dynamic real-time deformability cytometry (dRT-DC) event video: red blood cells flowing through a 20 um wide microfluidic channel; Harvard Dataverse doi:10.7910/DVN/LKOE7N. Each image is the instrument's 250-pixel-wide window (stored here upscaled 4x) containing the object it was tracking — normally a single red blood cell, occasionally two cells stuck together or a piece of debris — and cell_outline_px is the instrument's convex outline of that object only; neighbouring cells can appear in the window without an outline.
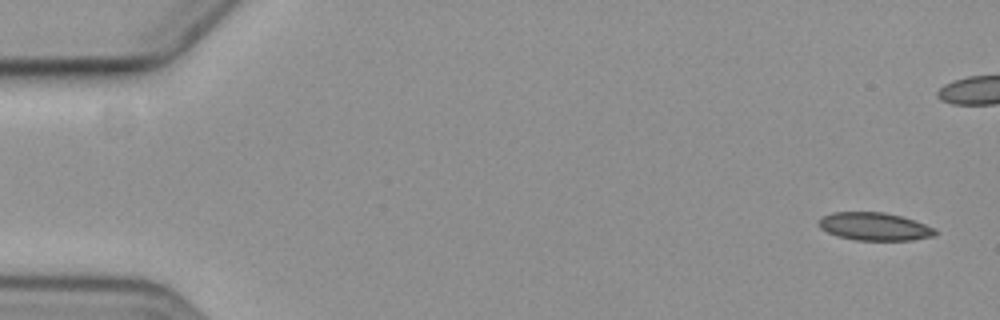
{"species": "common noctule bat (a hibernating species)", "species_latin": "Nyctalus noctula", "temperature_condition": "cold", "stored_images_in_passage": 14, "camera_frame_rate_fps": 3000, "um_per_image_px": 0.085, "animal": {"sex": "female", "body_mass_g": 19.3, "forearm_length_mm": 54.1}, "frame": {"image": 1, "passage_image": 1, "time_ms": 0.0, "image_size_px": [1000, 320], "cell_outline_px": [[936, 236], [912, 240], [856, 240], [836, 236], [820, 228], [820, 220], [824, 216], [832, 212], [884, 212], [900, 216], [936, 228]], "centroid_in_image_um": [74.35, 19.26], "position_along_channel_um": 10.6, "area_um2": 18.79}}
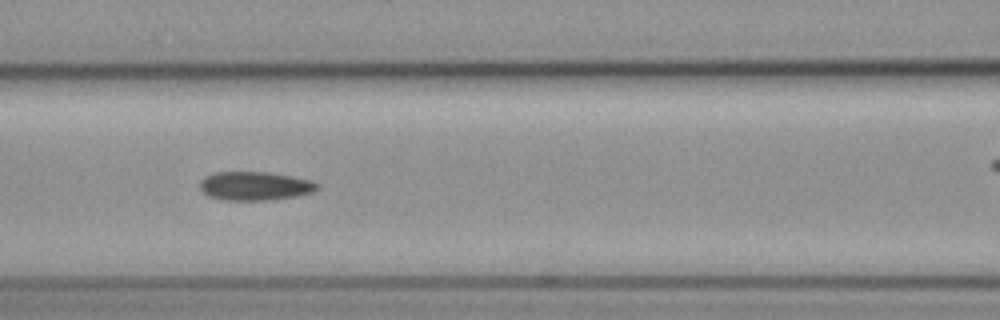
{"frame": {"image": 2, "passage_image": 7, "time_ms": 7.667, "image_size_px": [1000, 320], "cell_outline_px": [[320, 188], [312, 192], [296, 196], [268, 200], [224, 200], [208, 196], [200, 188], [200, 180], [204, 176], [212, 172], [268, 172], [292, 176], [312, 180], [320, 184]], "centroid_in_image_um": [21.67, 15.8], "position_along_channel_um": 144.9, "area_um2": 19.83}}
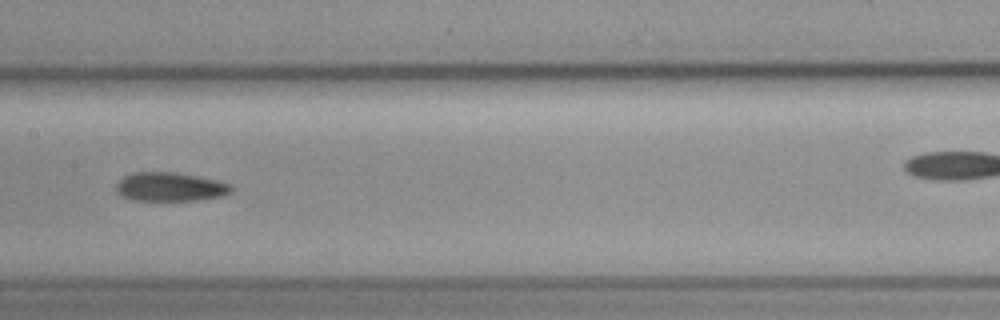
{"frame": {"image": 3, "passage_image": 8, "time_ms": 9.0, "image_size_px": [1000, 320], "cell_outline_px": [[232, 192], [220, 196], [200, 200], [132, 200], [120, 196], [116, 192], [116, 184], [124, 176], [132, 172], [176, 172], [216, 180], [232, 184]], "centroid_in_image_um": [14.43, 15.88], "position_along_channel_um": 193.0, "area_um2": 19.42}}